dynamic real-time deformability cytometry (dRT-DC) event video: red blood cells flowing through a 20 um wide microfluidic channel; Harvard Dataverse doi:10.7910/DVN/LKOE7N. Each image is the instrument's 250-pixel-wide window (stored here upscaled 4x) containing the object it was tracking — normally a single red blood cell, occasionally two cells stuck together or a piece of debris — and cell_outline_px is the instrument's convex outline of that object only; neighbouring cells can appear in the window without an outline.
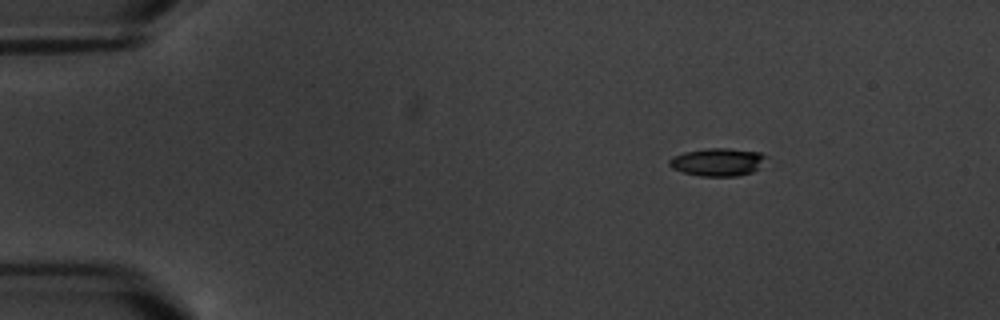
{"species": "common noctule bat (a hibernating species)", "species_latin": "Nyctalus noctula", "temperature_condition": "warm", "stored_images_in_passage": 5, "camera_frame_rate_fps": 3000, "um_per_image_px": 0.085, "animal": {"sex": "male", "body_mass_g": 20.1, "forearm_length_mm": 53.5}, "frame": {"image": 1, "passage_image": 2, "time_ms": 1.0, "image_size_px": [1000, 320], "cell_outline_px": [[768, 156], [752, 172], [740, 176], [700, 176], [684, 172], [672, 168], [668, 164], [668, 160], [672, 156], [684, 152], [708, 148], [728, 148], [760, 152]], "centroid_in_image_um": [60.97, 13.76], "position_along_channel_um": 24.0, "area_um2": 15.66}}
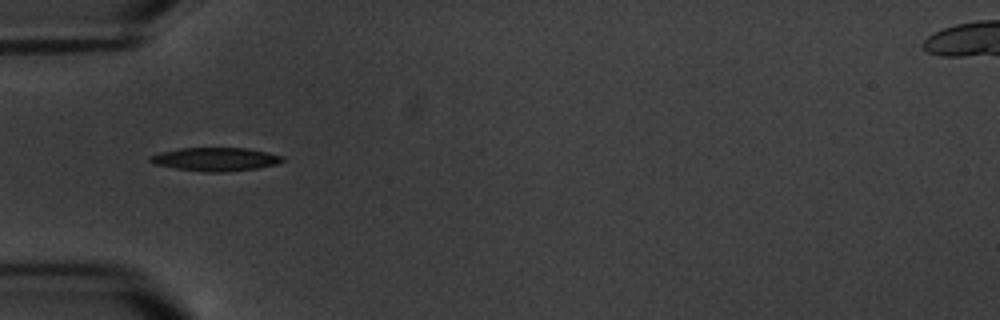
{"frame": {"image": 2, "passage_image": 5, "time_ms": 4.667, "image_size_px": [1000, 320], "cell_outline_px": [[284, 160], [276, 164], [256, 168], [224, 172], [204, 172], [176, 168], [152, 164], [148, 160], [148, 156], [160, 152], [180, 148], [248, 148], [268, 152], [284, 156]], "centroid_in_image_um": [18.28, 13.53], "position_along_channel_um": 66.7, "area_um2": 18.15}}